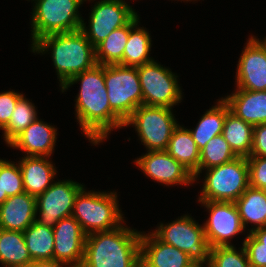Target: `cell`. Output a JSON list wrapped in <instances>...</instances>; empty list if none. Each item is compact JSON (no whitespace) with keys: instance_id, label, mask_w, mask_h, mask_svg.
I'll return each mask as SVG.
<instances>
[{"instance_id":"24","label":"cell","mask_w":266,"mask_h":267,"mask_svg":"<svg viewBox=\"0 0 266 267\" xmlns=\"http://www.w3.org/2000/svg\"><path fill=\"white\" fill-rule=\"evenodd\" d=\"M243 228L249 222L255 224L257 229L266 226V191L248 187L235 201Z\"/></svg>"},{"instance_id":"31","label":"cell","mask_w":266,"mask_h":267,"mask_svg":"<svg viewBox=\"0 0 266 267\" xmlns=\"http://www.w3.org/2000/svg\"><path fill=\"white\" fill-rule=\"evenodd\" d=\"M36 118L35 106L22 95L16 103L8 125L3 129L5 142L9 145Z\"/></svg>"},{"instance_id":"34","label":"cell","mask_w":266,"mask_h":267,"mask_svg":"<svg viewBox=\"0 0 266 267\" xmlns=\"http://www.w3.org/2000/svg\"><path fill=\"white\" fill-rule=\"evenodd\" d=\"M249 166V186L266 189V157L250 155L247 157Z\"/></svg>"},{"instance_id":"1","label":"cell","mask_w":266,"mask_h":267,"mask_svg":"<svg viewBox=\"0 0 266 267\" xmlns=\"http://www.w3.org/2000/svg\"><path fill=\"white\" fill-rule=\"evenodd\" d=\"M81 82L76 99V117L85 136L96 145L107 138L114 128L124 122L111 110L104 81V65L96 64L70 79L61 89L64 92L75 82Z\"/></svg>"},{"instance_id":"6","label":"cell","mask_w":266,"mask_h":267,"mask_svg":"<svg viewBox=\"0 0 266 267\" xmlns=\"http://www.w3.org/2000/svg\"><path fill=\"white\" fill-rule=\"evenodd\" d=\"M104 81L111 110L125 122L143 104L137 67L104 65Z\"/></svg>"},{"instance_id":"39","label":"cell","mask_w":266,"mask_h":267,"mask_svg":"<svg viewBox=\"0 0 266 267\" xmlns=\"http://www.w3.org/2000/svg\"><path fill=\"white\" fill-rule=\"evenodd\" d=\"M66 264L57 262L55 260H35L30 262L26 267H62Z\"/></svg>"},{"instance_id":"25","label":"cell","mask_w":266,"mask_h":267,"mask_svg":"<svg viewBox=\"0 0 266 267\" xmlns=\"http://www.w3.org/2000/svg\"><path fill=\"white\" fill-rule=\"evenodd\" d=\"M138 15L130 21L129 38L123 52V65L138 67L154 61L149 58L151 38L144 28H138ZM137 27V28H135ZM135 28V29H134Z\"/></svg>"},{"instance_id":"40","label":"cell","mask_w":266,"mask_h":267,"mask_svg":"<svg viewBox=\"0 0 266 267\" xmlns=\"http://www.w3.org/2000/svg\"><path fill=\"white\" fill-rule=\"evenodd\" d=\"M7 195L3 194L2 176H0V205L7 199Z\"/></svg>"},{"instance_id":"41","label":"cell","mask_w":266,"mask_h":267,"mask_svg":"<svg viewBox=\"0 0 266 267\" xmlns=\"http://www.w3.org/2000/svg\"><path fill=\"white\" fill-rule=\"evenodd\" d=\"M203 263H194L192 266L190 267H202Z\"/></svg>"},{"instance_id":"9","label":"cell","mask_w":266,"mask_h":267,"mask_svg":"<svg viewBox=\"0 0 266 267\" xmlns=\"http://www.w3.org/2000/svg\"><path fill=\"white\" fill-rule=\"evenodd\" d=\"M160 241L185 252L195 263L209 264L210 246L205 237L203 226L185 215L176 221L152 232Z\"/></svg>"},{"instance_id":"23","label":"cell","mask_w":266,"mask_h":267,"mask_svg":"<svg viewBox=\"0 0 266 267\" xmlns=\"http://www.w3.org/2000/svg\"><path fill=\"white\" fill-rule=\"evenodd\" d=\"M253 128L252 124L232 113L226 103V118L222 136L238 157L250 156L253 146Z\"/></svg>"},{"instance_id":"42","label":"cell","mask_w":266,"mask_h":267,"mask_svg":"<svg viewBox=\"0 0 266 267\" xmlns=\"http://www.w3.org/2000/svg\"><path fill=\"white\" fill-rule=\"evenodd\" d=\"M263 45H264V47L266 48V38L261 42Z\"/></svg>"},{"instance_id":"16","label":"cell","mask_w":266,"mask_h":267,"mask_svg":"<svg viewBox=\"0 0 266 267\" xmlns=\"http://www.w3.org/2000/svg\"><path fill=\"white\" fill-rule=\"evenodd\" d=\"M135 163L147 176L162 184L187 185L195 181L193 174L166 150L148 151Z\"/></svg>"},{"instance_id":"22","label":"cell","mask_w":266,"mask_h":267,"mask_svg":"<svg viewBox=\"0 0 266 267\" xmlns=\"http://www.w3.org/2000/svg\"><path fill=\"white\" fill-rule=\"evenodd\" d=\"M166 151L187 168L196 180L199 174L200 150L189 129L178 125L173 131Z\"/></svg>"},{"instance_id":"21","label":"cell","mask_w":266,"mask_h":267,"mask_svg":"<svg viewBox=\"0 0 266 267\" xmlns=\"http://www.w3.org/2000/svg\"><path fill=\"white\" fill-rule=\"evenodd\" d=\"M19 167L25 192L35 197L52 185L50 182L56 174L53 164L45 156H26L19 162Z\"/></svg>"},{"instance_id":"26","label":"cell","mask_w":266,"mask_h":267,"mask_svg":"<svg viewBox=\"0 0 266 267\" xmlns=\"http://www.w3.org/2000/svg\"><path fill=\"white\" fill-rule=\"evenodd\" d=\"M30 262L23 232L0 229V263L4 267H26Z\"/></svg>"},{"instance_id":"37","label":"cell","mask_w":266,"mask_h":267,"mask_svg":"<svg viewBox=\"0 0 266 267\" xmlns=\"http://www.w3.org/2000/svg\"><path fill=\"white\" fill-rule=\"evenodd\" d=\"M243 245L245 249L266 250V226L249 232Z\"/></svg>"},{"instance_id":"13","label":"cell","mask_w":266,"mask_h":267,"mask_svg":"<svg viewBox=\"0 0 266 267\" xmlns=\"http://www.w3.org/2000/svg\"><path fill=\"white\" fill-rule=\"evenodd\" d=\"M210 212L203 228L207 242L212 247L231 246L229 238L244 231L235 202L199 201Z\"/></svg>"},{"instance_id":"11","label":"cell","mask_w":266,"mask_h":267,"mask_svg":"<svg viewBox=\"0 0 266 267\" xmlns=\"http://www.w3.org/2000/svg\"><path fill=\"white\" fill-rule=\"evenodd\" d=\"M136 15L137 13L123 0H101L91 11L89 31L84 20L81 30L96 48L112 31L127 25Z\"/></svg>"},{"instance_id":"30","label":"cell","mask_w":266,"mask_h":267,"mask_svg":"<svg viewBox=\"0 0 266 267\" xmlns=\"http://www.w3.org/2000/svg\"><path fill=\"white\" fill-rule=\"evenodd\" d=\"M237 157L222 134L216 135L200 150L199 174L206 168L231 162Z\"/></svg>"},{"instance_id":"7","label":"cell","mask_w":266,"mask_h":267,"mask_svg":"<svg viewBox=\"0 0 266 267\" xmlns=\"http://www.w3.org/2000/svg\"><path fill=\"white\" fill-rule=\"evenodd\" d=\"M207 174L198 201L235 202L249 187L247 157L206 169Z\"/></svg>"},{"instance_id":"2","label":"cell","mask_w":266,"mask_h":267,"mask_svg":"<svg viewBox=\"0 0 266 267\" xmlns=\"http://www.w3.org/2000/svg\"><path fill=\"white\" fill-rule=\"evenodd\" d=\"M141 235L122 224L87 235L81 267H140Z\"/></svg>"},{"instance_id":"36","label":"cell","mask_w":266,"mask_h":267,"mask_svg":"<svg viewBox=\"0 0 266 267\" xmlns=\"http://www.w3.org/2000/svg\"><path fill=\"white\" fill-rule=\"evenodd\" d=\"M250 155L266 157V123L253 128V146Z\"/></svg>"},{"instance_id":"8","label":"cell","mask_w":266,"mask_h":267,"mask_svg":"<svg viewBox=\"0 0 266 267\" xmlns=\"http://www.w3.org/2000/svg\"><path fill=\"white\" fill-rule=\"evenodd\" d=\"M172 108L140 105L124 122L133 124L148 151L167 150L173 131L178 126Z\"/></svg>"},{"instance_id":"18","label":"cell","mask_w":266,"mask_h":267,"mask_svg":"<svg viewBox=\"0 0 266 267\" xmlns=\"http://www.w3.org/2000/svg\"><path fill=\"white\" fill-rule=\"evenodd\" d=\"M36 197L27 192L8 197L0 205V229L25 231L36 221Z\"/></svg>"},{"instance_id":"35","label":"cell","mask_w":266,"mask_h":267,"mask_svg":"<svg viewBox=\"0 0 266 267\" xmlns=\"http://www.w3.org/2000/svg\"><path fill=\"white\" fill-rule=\"evenodd\" d=\"M23 94L8 91L0 93V129H4L10 120L16 103Z\"/></svg>"},{"instance_id":"3","label":"cell","mask_w":266,"mask_h":267,"mask_svg":"<svg viewBox=\"0 0 266 267\" xmlns=\"http://www.w3.org/2000/svg\"><path fill=\"white\" fill-rule=\"evenodd\" d=\"M49 48L61 87L97 64L95 48L81 29L46 35L32 45L33 52L38 53L48 51Z\"/></svg>"},{"instance_id":"20","label":"cell","mask_w":266,"mask_h":267,"mask_svg":"<svg viewBox=\"0 0 266 267\" xmlns=\"http://www.w3.org/2000/svg\"><path fill=\"white\" fill-rule=\"evenodd\" d=\"M237 117L253 126L266 123V91L237 89L223 99Z\"/></svg>"},{"instance_id":"38","label":"cell","mask_w":266,"mask_h":267,"mask_svg":"<svg viewBox=\"0 0 266 267\" xmlns=\"http://www.w3.org/2000/svg\"><path fill=\"white\" fill-rule=\"evenodd\" d=\"M251 267H266V250L245 249Z\"/></svg>"},{"instance_id":"4","label":"cell","mask_w":266,"mask_h":267,"mask_svg":"<svg viewBox=\"0 0 266 267\" xmlns=\"http://www.w3.org/2000/svg\"><path fill=\"white\" fill-rule=\"evenodd\" d=\"M83 188L76 196L72 215L86 235L117 228L123 217L115 193L86 192Z\"/></svg>"},{"instance_id":"12","label":"cell","mask_w":266,"mask_h":267,"mask_svg":"<svg viewBox=\"0 0 266 267\" xmlns=\"http://www.w3.org/2000/svg\"><path fill=\"white\" fill-rule=\"evenodd\" d=\"M83 185L71 180L58 181L36 197V210L40 216L36 219L40 225L53 228L57 222L72 215L76 196Z\"/></svg>"},{"instance_id":"32","label":"cell","mask_w":266,"mask_h":267,"mask_svg":"<svg viewBox=\"0 0 266 267\" xmlns=\"http://www.w3.org/2000/svg\"><path fill=\"white\" fill-rule=\"evenodd\" d=\"M208 267H251L245 247L237 251L233 245L210 248Z\"/></svg>"},{"instance_id":"10","label":"cell","mask_w":266,"mask_h":267,"mask_svg":"<svg viewBox=\"0 0 266 267\" xmlns=\"http://www.w3.org/2000/svg\"><path fill=\"white\" fill-rule=\"evenodd\" d=\"M142 88L143 104L172 108L182 99V92L169 69L152 61L137 67Z\"/></svg>"},{"instance_id":"29","label":"cell","mask_w":266,"mask_h":267,"mask_svg":"<svg viewBox=\"0 0 266 267\" xmlns=\"http://www.w3.org/2000/svg\"><path fill=\"white\" fill-rule=\"evenodd\" d=\"M130 22L112 31L103 42L95 48V59L101 65H123V52L129 38Z\"/></svg>"},{"instance_id":"19","label":"cell","mask_w":266,"mask_h":267,"mask_svg":"<svg viewBox=\"0 0 266 267\" xmlns=\"http://www.w3.org/2000/svg\"><path fill=\"white\" fill-rule=\"evenodd\" d=\"M57 129L36 118L9 145L23 150L26 156L50 157L56 142Z\"/></svg>"},{"instance_id":"15","label":"cell","mask_w":266,"mask_h":267,"mask_svg":"<svg viewBox=\"0 0 266 267\" xmlns=\"http://www.w3.org/2000/svg\"><path fill=\"white\" fill-rule=\"evenodd\" d=\"M253 36L247 41L237 66L238 89L266 91V48Z\"/></svg>"},{"instance_id":"5","label":"cell","mask_w":266,"mask_h":267,"mask_svg":"<svg viewBox=\"0 0 266 267\" xmlns=\"http://www.w3.org/2000/svg\"><path fill=\"white\" fill-rule=\"evenodd\" d=\"M34 1V0H33ZM32 14V45L42 37L81 29L78 8L84 0H35Z\"/></svg>"},{"instance_id":"33","label":"cell","mask_w":266,"mask_h":267,"mask_svg":"<svg viewBox=\"0 0 266 267\" xmlns=\"http://www.w3.org/2000/svg\"><path fill=\"white\" fill-rule=\"evenodd\" d=\"M0 176H2L3 194L11 197L25 192L22 172L19 164L0 159Z\"/></svg>"},{"instance_id":"14","label":"cell","mask_w":266,"mask_h":267,"mask_svg":"<svg viewBox=\"0 0 266 267\" xmlns=\"http://www.w3.org/2000/svg\"><path fill=\"white\" fill-rule=\"evenodd\" d=\"M53 233L54 260L68 267H81L87 235L79 222L73 216L63 218L53 227Z\"/></svg>"},{"instance_id":"28","label":"cell","mask_w":266,"mask_h":267,"mask_svg":"<svg viewBox=\"0 0 266 267\" xmlns=\"http://www.w3.org/2000/svg\"><path fill=\"white\" fill-rule=\"evenodd\" d=\"M226 118V102L221 98L216 106L210 108L201 117L195 130H190L193 140L201 150L210 139L222 134L223 125Z\"/></svg>"},{"instance_id":"17","label":"cell","mask_w":266,"mask_h":267,"mask_svg":"<svg viewBox=\"0 0 266 267\" xmlns=\"http://www.w3.org/2000/svg\"><path fill=\"white\" fill-rule=\"evenodd\" d=\"M195 262L185 252L160 241L153 233L140 238V267H190Z\"/></svg>"},{"instance_id":"27","label":"cell","mask_w":266,"mask_h":267,"mask_svg":"<svg viewBox=\"0 0 266 267\" xmlns=\"http://www.w3.org/2000/svg\"><path fill=\"white\" fill-rule=\"evenodd\" d=\"M23 235L32 261L54 260L53 228L34 221Z\"/></svg>"}]
</instances>
